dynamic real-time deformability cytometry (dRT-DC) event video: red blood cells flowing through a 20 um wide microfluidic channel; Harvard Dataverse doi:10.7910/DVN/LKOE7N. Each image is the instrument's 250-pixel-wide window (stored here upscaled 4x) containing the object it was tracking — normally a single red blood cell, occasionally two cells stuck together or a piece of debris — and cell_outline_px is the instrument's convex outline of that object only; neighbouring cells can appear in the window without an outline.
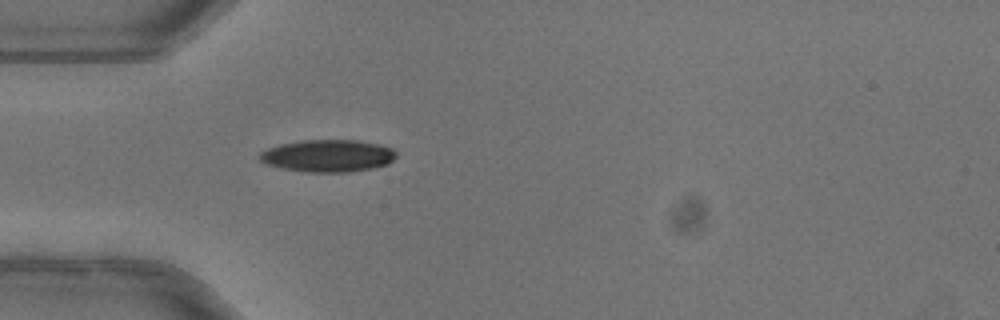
{"species": "common noctule bat (a hibernating species)", "species_latin": "Nyctalus noctula", "temperature_condition": "warm", "stored_images_in_passage": 51, "camera_frame_rate_fps": 3000, "um_per_image_px": 0.085, "animal": {"sex": "female"}, "frame": {"image": 1, "passage_image": 15, "time_ms": 4.667, "image_size_px": [1000, 320], "cell_outline_px": [[396, 156], [388, 164], [372, 168], [348, 172], [304, 172], [264, 164], [260, 160], [260, 152], [268, 148], [280, 144], [304, 140], [356, 140], [380, 144], [392, 148], [396, 152]], "centroid_in_image_um": [27.87, 13.24], "position_along_channel_um": 57.1, "area_um2": 25.66}, "authors_computed_cell_mechanics": {"area_um2": 25.2586, "velocity_mm_per_s": 4.0307, "shape_relaxation_time_tau1_ms": 3.7127, "shape_relaxation_time_tau2_ms": 1.6977, "deformation_change_tau1": 0.1777, "deformation_change_tau2": 0.0529}}